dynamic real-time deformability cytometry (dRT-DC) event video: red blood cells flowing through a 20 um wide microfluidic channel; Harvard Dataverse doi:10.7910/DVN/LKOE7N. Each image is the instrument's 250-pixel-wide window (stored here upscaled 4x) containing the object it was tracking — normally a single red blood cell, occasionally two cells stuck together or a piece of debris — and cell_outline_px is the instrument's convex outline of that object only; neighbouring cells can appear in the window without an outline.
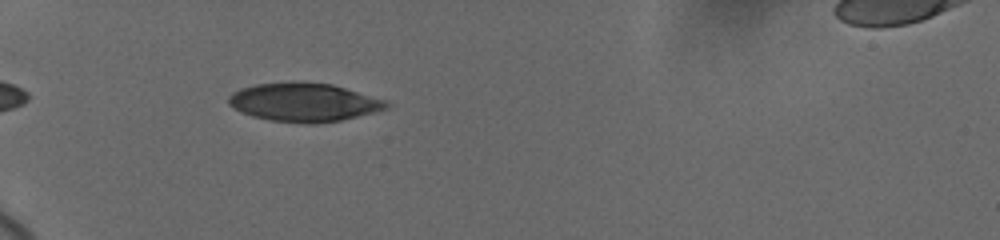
{"species": "human", "species_latin": "Homo sapiens", "temperature_condition": "cold", "stored_images_in_passage": 13, "camera_frame_rate_fps": 3000, "um_per_image_px": 0.085, "donor": {"sex": "female"}, "frame": {"image": 1, "passage_image": 4, "time_ms": 1.0, "image_size_px": [1000, 240], "cell_outline_px": [[392, 104], [388, 108], [340, 120], [308, 124], [268, 120], [252, 116], [228, 104], [228, 96], [232, 92], [240, 88], [256, 84], [292, 80], [304, 80], [332, 84], [388, 100]], "centroid_in_image_um": [25.84, 8.66], "position_along_channel_um": 59.2, "area_um2": 35.89}}
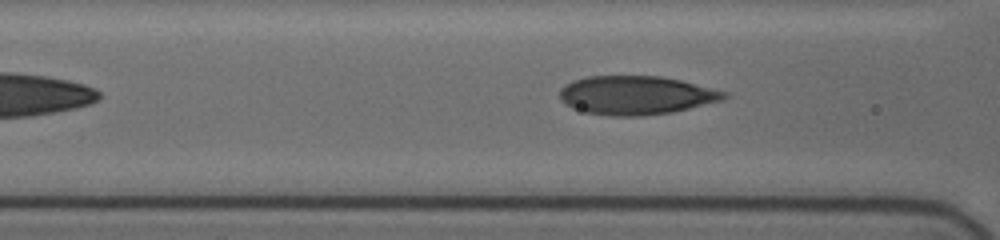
{"frame": {"image": 2, "passage_image": 11, "time_ms": 3.0, "image_size_px": [1000, 240], "cell_outline_px": [[728, 96], [724, 100], [672, 112], [644, 116], [612, 116], [584, 112], [572, 108], [564, 104], [560, 100], [560, 88], [564, 84], [572, 80], [588, 76], [660, 76], [680, 80], [728, 92]], "centroid_in_image_um": [54.04, 8.1], "position_along_channel_um": 112.6, "area_um2": 37.34}}